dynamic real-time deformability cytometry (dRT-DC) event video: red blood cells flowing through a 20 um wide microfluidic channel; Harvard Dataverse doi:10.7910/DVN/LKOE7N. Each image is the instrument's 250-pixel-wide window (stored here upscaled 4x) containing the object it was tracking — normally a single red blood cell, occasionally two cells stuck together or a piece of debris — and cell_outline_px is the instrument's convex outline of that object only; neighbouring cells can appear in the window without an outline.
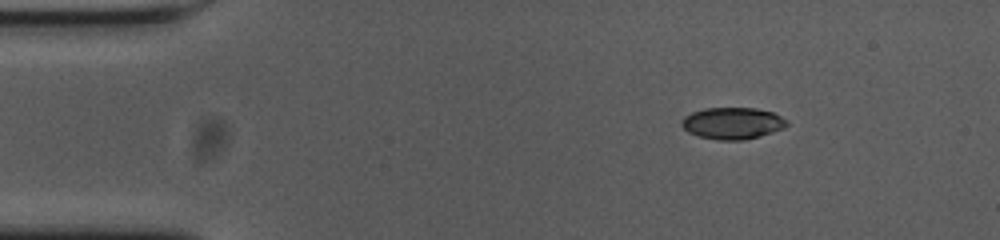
{"species": "common noctule bat (a hibernating species)", "species_latin": "Nyctalus noctula", "temperature_condition": "cold", "stored_images_in_passage": 48, "camera_frame_rate_fps": 3000, "um_per_image_px": 0.085, "animal": {"sex": "female", "body_mass_g": 23.0, "forearm_length_mm": 53.4}, "frame": {"image": 1, "passage_image": 1, "time_ms": 0.0, "image_size_px": [1000, 240], "cell_outline_px": [[788, 124], [784, 128], [760, 136], [740, 140], [716, 140], [700, 136], [688, 132], [680, 124], [684, 116], [692, 112], [704, 108], [756, 108], [772, 112], [788, 120]], "centroid_in_image_um": [62.26, 10.47], "position_along_channel_um": 22.7, "area_um2": 19.42}}
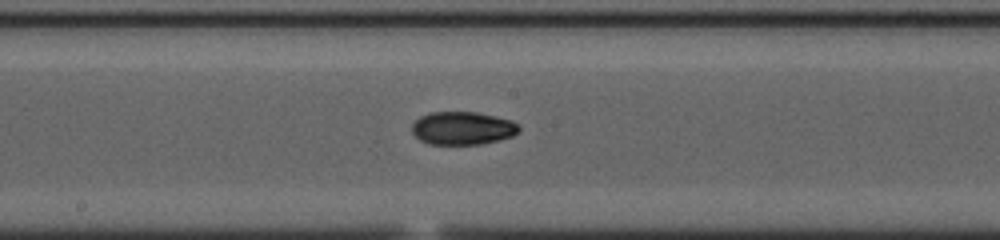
{"frame": {"image": 2, "passage_image": 22, "time_ms": 7.0, "image_size_px": [1000, 240], "cell_outline_px": [[520, 128], [512, 136], [480, 144], [428, 144], [420, 140], [412, 132], [412, 124], [420, 116], [428, 112], [476, 112], [496, 116], [512, 120], [520, 124]], "centroid_in_image_um": [39.31, 10.88], "position_along_channel_um": 208.9, "area_um2": 20.63}}
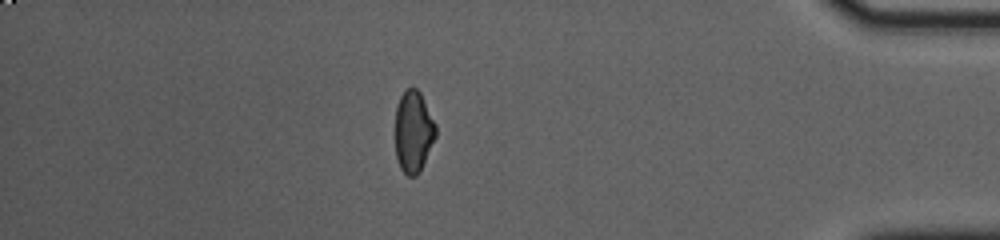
{"frame": {"image": 3, "passage_image": 41, "time_ms": 13.333, "image_size_px": [1000, 240], "cell_outline_px": [[436, 136], [420, 172], [416, 176], [408, 176], [400, 168], [396, 156], [396, 104], [400, 96], [408, 88], [416, 88], [420, 92], [436, 124]], "centroid_in_image_um": [35.14, 11.19], "position_along_channel_um": 400.1, "area_um2": 19.25}, "authors_computed_cell_mechanics": {"area_um2": 20.0277, "velocity_mm_per_s": 3.6924, "shape_relaxation_time_tau1_ms": null, "shape_relaxation_time_tau2_ms": 5.5368, "deformation_change_tau1": null, "deformation_change_tau2": 0.0731}}